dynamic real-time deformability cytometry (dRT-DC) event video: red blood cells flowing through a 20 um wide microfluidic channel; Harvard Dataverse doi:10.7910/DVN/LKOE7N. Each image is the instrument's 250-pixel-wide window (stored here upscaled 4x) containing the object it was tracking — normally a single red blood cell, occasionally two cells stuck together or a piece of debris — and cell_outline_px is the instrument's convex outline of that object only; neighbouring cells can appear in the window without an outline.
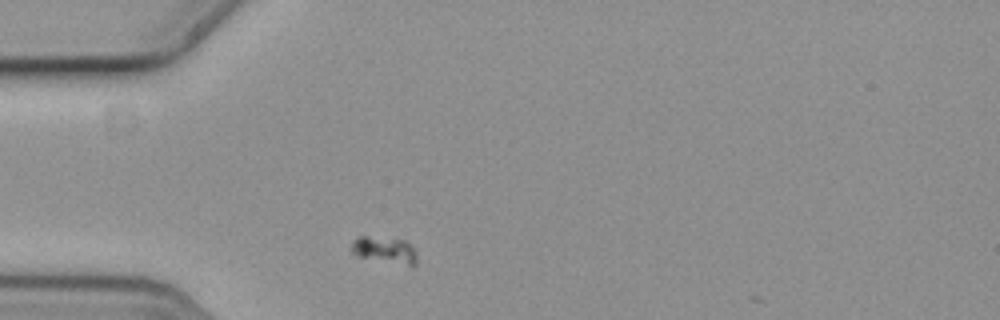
{"species": "common noctule bat (a hibernating species)", "species_latin": "Nyctalus noctula", "temperature_condition": "cold", "stored_images_in_passage": 1, "camera_frame_rate_fps": 3000, "um_per_image_px": 0.085, "animal": {"sex": "female", "body_mass_g": 19.3, "forearm_length_mm": 54.1}, "frame": {"image": 1, "passage_image": 1, "time_ms": 0.0, "image_size_px": [1000, 320], "cell_outline_px": [[416, 264], [412, 268], [356, 256], [352, 252], [352, 240], [356, 236], [368, 236], [404, 240], [412, 244], [416, 252]], "centroid_in_image_um": [32.73, 21.28], "position_along_channel_um": 52.3, "area_um2": 10.64}}